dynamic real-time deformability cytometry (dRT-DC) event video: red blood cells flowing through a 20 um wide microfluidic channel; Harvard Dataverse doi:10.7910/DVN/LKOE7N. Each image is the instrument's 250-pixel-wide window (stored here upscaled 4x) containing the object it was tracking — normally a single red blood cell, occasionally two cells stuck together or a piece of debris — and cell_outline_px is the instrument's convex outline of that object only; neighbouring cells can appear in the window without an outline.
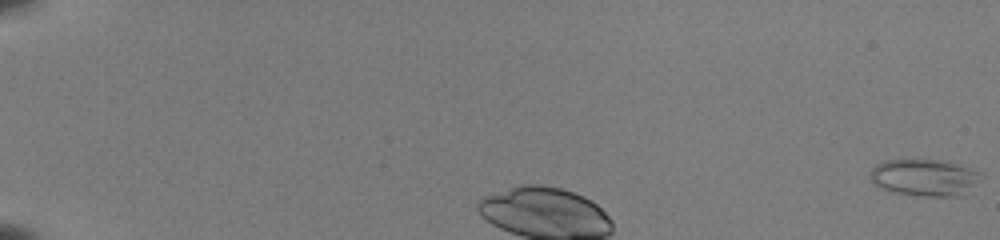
{"species": "common noctule bat (a hibernating species)", "species_latin": "Nyctalus noctula", "temperature_condition": "room temperature", "stored_images_in_passage": 6, "camera_frame_rate_fps": 3000, "um_per_image_px": 0.085, "animal": {"sex": "female", "body_mass_g": 22.0, "forearm_length_mm": 56.7}, "frame": {"image": 1, "passage_image": 1, "time_ms": 0.0, "image_size_px": [1000, 240], "cell_outline_px": [[984, 172], [964, 196], [924, 196], [892, 192], [876, 184], [872, 180], [872, 168], [876, 164], [884, 160], [940, 160], [956, 164]], "centroid_in_image_um": [78.62, 15.09], "position_along_channel_um": 6.4, "area_um2": 23.47}}